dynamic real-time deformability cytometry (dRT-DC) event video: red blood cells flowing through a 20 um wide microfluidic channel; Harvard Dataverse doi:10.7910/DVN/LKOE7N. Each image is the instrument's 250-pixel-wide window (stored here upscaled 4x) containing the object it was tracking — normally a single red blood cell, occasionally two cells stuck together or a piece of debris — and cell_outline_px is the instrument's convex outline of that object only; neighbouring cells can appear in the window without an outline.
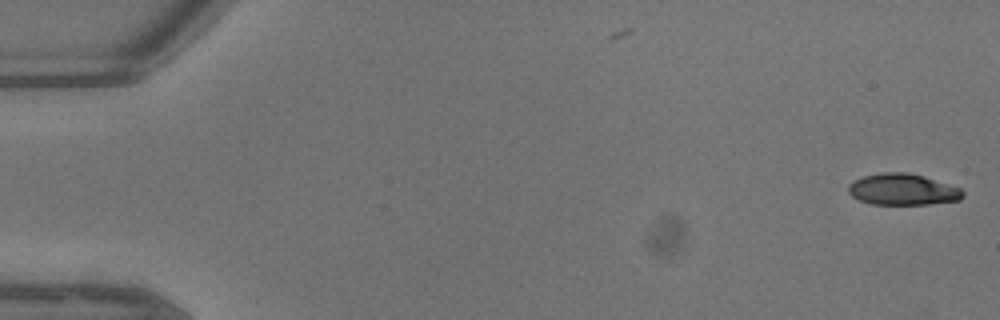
{"species": "common noctule bat (a hibernating species)", "species_latin": "Nyctalus noctula", "temperature_condition": "warm", "stored_images_in_passage": 44, "camera_frame_rate_fps": 3000, "um_per_image_px": 0.085, "animal": {"sex": "male", "body_mass_g": 13.3}, "frame": {"image": 1, "passage_image": 1, "time_ms": 0.0, "image_size_px": [1000, 320], "cell_outline_px": [[960, 196], [952, 200], [912, 204], [884, 204], [868, 200], [860, 196], [860, 180], [872, 176], [916, 176], [928, 180], [960, 192]], "centroid_in_image_um": [76.88, 16.18], "position_along_channel_um": 8.1, "area_um2": 16.07}}
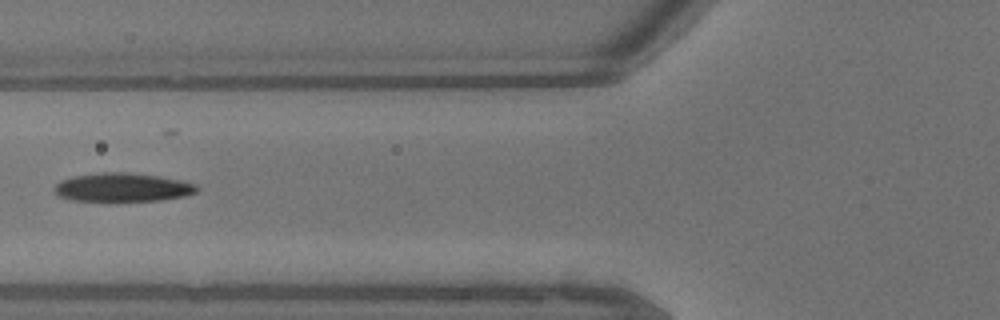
{"frame": {"image": 2, "passage_image": 18, "time_ms": 5.667, "image_size_px": [1000, 320], "cell_outline_px": [[192, 188], [188, 192], [164, 196], [80, 196], [68, 192], [60, 188], [64, 184], [80, 180], [112, 176], [156, 180], [180, 184]], "centroid_in_image_um": [10.51, 15.93], "position_along_channel_um": 115.3, "area_um2": 14.05}}
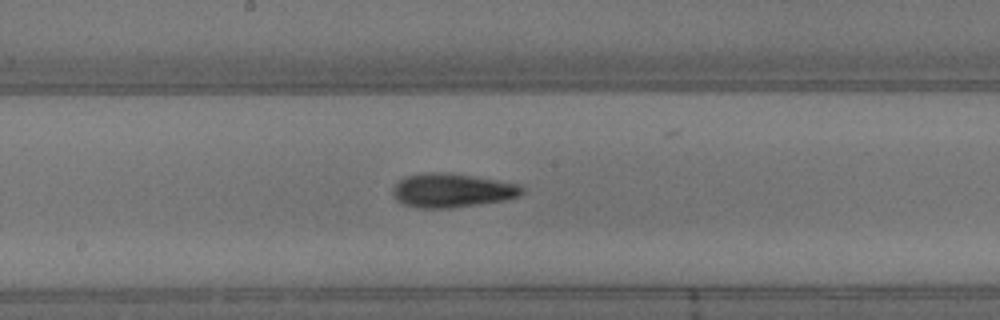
{"frame": {"image": 3, "passage_image": 24, "time_ms": 7.667, "image_size_px": [1000, 320], "cell_outline_px": [[516, 192], [504, 196], [472, 200], [416, 200], [404, 192], [404, 188], [408, 184], [416, 180], [460, 180], [488, 184], [512, 188]], "centroid_in_image_um": [38.6, 16.18], "position_along_channel_um": 209.6, "area_um2": 12.83}}